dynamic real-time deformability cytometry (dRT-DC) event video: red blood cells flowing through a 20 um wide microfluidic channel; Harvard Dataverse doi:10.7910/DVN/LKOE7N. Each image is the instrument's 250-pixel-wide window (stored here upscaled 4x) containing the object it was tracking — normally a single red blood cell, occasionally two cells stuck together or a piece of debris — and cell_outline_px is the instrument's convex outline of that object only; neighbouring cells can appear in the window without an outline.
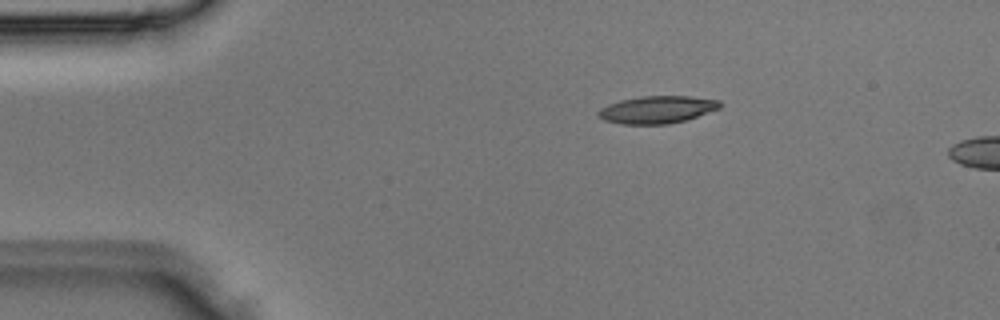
{"species": "Egyptian fruit bat (a non-hibernating species)", "species_latin": "Rousettus aegyptiacus", "temperature_condition": "room temperature", "stored_images_in_passage": 3, "camera_frame_rate_fps": 3000, "um_per_image_px": 0.085, "animal": {"sex": "male"}, "frame": {"image": 1, "passage_image": 3, "time_ms": 0.667, "image_size_px": [1000, 320], "cell_outline_px": [[724, 104], [720, 108], [684, 120], [668, 124], [620, 124], [604, 120], [596, 112], [600, 108], [608, 104], [620, 100], [640, 96], [692, 96], [720, 100]], "centroid_in_image_um": [55.86, 9.3], "position_along_channel_um": 29.1, "area_um2": 19.48}}